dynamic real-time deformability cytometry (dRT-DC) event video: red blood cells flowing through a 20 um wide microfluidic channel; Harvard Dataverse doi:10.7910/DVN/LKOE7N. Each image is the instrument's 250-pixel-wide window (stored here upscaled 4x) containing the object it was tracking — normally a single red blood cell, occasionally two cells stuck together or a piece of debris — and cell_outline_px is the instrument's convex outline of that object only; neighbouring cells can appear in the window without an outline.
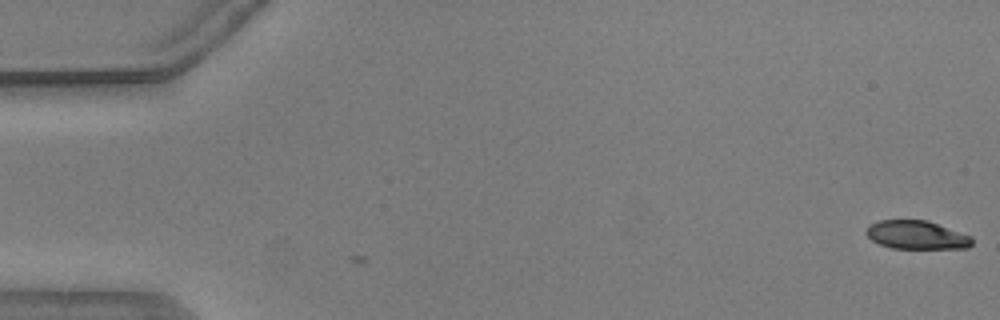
{"species": "common noctule bat (a hibernating species)", "species_latin": "Nyctalus noctula", "temperature_condition": "warm", "stored_images_in_passage": 4, "camera_frame_rate_fps": 3000, "um_per_image_px": 0.085, "animal": {"sex": "male", "body_mass_g": 20.5, "forearm_length_mm": 52.5}, "frame": {"image": 1, "passage_image": 4, "time_ms": 1.0, "image_size_px": [1000, 320], "cell_outline_px": [[972, 244], [968, 248], [892, 248], [880, 244], [872, 240], [864, 232], [868, 224], [880, 220], [928, 220], [972, 236]], "centroid_in_image_um": [77.9, 19.96], "position_along_channel_um": 7.1, "area_um2": 17.63}}